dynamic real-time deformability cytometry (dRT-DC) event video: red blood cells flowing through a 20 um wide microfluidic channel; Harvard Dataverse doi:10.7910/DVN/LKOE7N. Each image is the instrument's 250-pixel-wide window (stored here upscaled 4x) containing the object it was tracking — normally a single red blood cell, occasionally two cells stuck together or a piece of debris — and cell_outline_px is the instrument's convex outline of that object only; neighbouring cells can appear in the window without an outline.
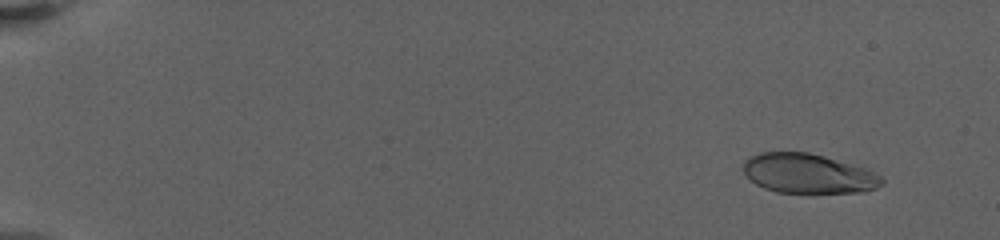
{"species": "human", "species_latin": "Homo sapiens", "temperature_condition": "warm", "stored_images_in_passage": 12, "camera_frame_rate_fps": 3000, "um_per_image_px": 0.085, "donor": {"sex": "female"}, "frame": {"image": 1, "passage_image": 2, "time_ms": 1.0, "image_size_px": [1000, 240], "cell_outline_px": [[884, 184], [876, 188], [860, 192], [776, 192], [764, 188], [756, 184], [744, 172], [744, 160], [760, 152], [808, 152], [824, 156], [864, 168], [880, 176], [884, 180]], "centroid_in_image_um": [68.69, 14.75], "position_along_channel_um": 16.3, "area_um2": 31.5}}
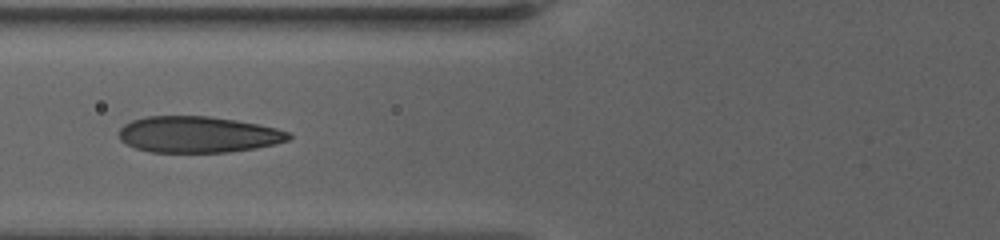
{"frame": {"image": 2, "passage_image": 9, "time_ms": 8.667, "image_size_px": [1000, 240], "cell_outline_px": [[292, 136], [288, 140], [276, 144], [256, 148], [228, 152], [152, 152], [136, 148], [120, 140], [120, 128], [124, 124], [132, 120], [148, 116], [208, 116], [236, 120], [276, 128], [288, 132]], "centroid_in_image_um": [16.84, 11.43], "position_along_channel_um": 109.0, "area_um2": 35.72}}
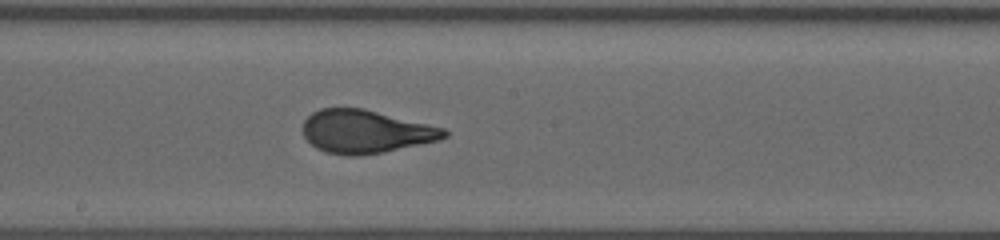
{"frame": {"image": 3, "passage_image": 12, "time_ms": 12.0, "image_size_px": [1000, 240], "cell_outline_px": [[448, 136], [440, 140], [384, 152], [360, 156], [348, 156], [328, 152], [316, 148], [304, 136], [304, 120], [312, 112], [320, 108], [364, 108], [444, 128], [448, 132]], "centroid_in_image_um": [31.09, 11.18], "position_along_channel_um": 217.1, "area_um2": 35.49}}